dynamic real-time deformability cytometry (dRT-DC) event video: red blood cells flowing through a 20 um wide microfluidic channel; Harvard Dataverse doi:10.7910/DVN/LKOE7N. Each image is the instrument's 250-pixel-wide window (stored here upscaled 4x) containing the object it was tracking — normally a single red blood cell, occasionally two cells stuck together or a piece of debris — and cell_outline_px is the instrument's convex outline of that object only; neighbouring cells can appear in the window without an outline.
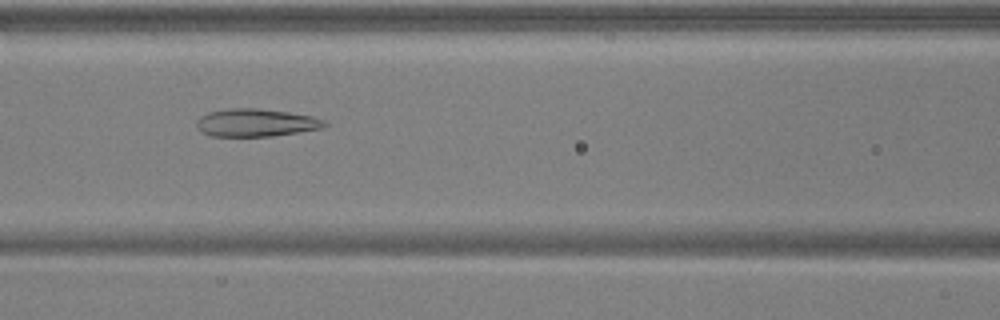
{"species": "common noctule bat (a hibernating species)", "species_latin": "Nyctalus noctula", "temperature_condition": "warm", "stored_images_in_passage": 8, "camera_frame_rate_fps": 3000, "um_per_image_px": 0.085, "animal": {"sex": "male", "body_mass_g": 17.9, "forearm_length_mm": 54.2}, "frame": {"image": 1, "passage_image": 7, "time_ms": 2.0, "image_size_px": [1000, 320], "cell_outline_px": [[328, 124], [324, 128], [272, 136], [208, 136], [200, 132], [196, 128], [196, 120], [200, 116], [208, 112], [228, 108], [256, 108], [288, 112], [312, 116], [324, 120]], "centroid_in_image_um": [21.71, 10.43], "position_along_channel_um": 144.9, "area_um2": 20.92}}
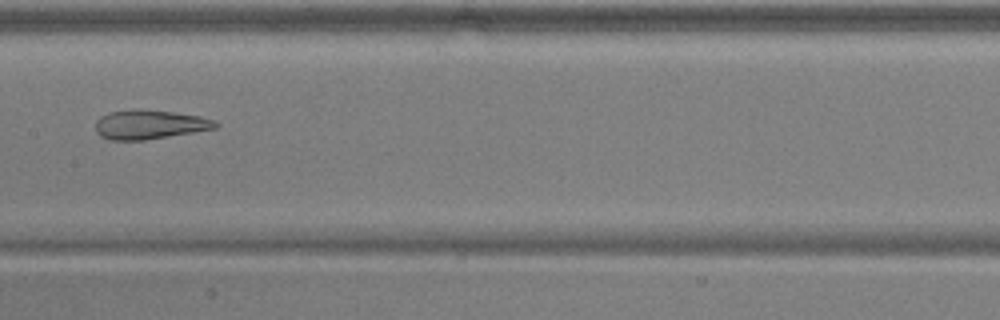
{"frame": {"image": 2, "passage_image": 8, "time_ms": 2.333, "image_size_px": [1000, 320], "cell_outline_px": [[220, 124], [216, 128], [144, 140], [108, 140], [100, 136], [96, 132], [96, 120], [100, 116], [108, 112], [132, 108], [140, 108], [172, 112], [200, 116], [216, 120]], "centroid_in_image_um": [12.68, 10.57], "position_along_channel_um": 194.7, "area_um2": 20.63}}